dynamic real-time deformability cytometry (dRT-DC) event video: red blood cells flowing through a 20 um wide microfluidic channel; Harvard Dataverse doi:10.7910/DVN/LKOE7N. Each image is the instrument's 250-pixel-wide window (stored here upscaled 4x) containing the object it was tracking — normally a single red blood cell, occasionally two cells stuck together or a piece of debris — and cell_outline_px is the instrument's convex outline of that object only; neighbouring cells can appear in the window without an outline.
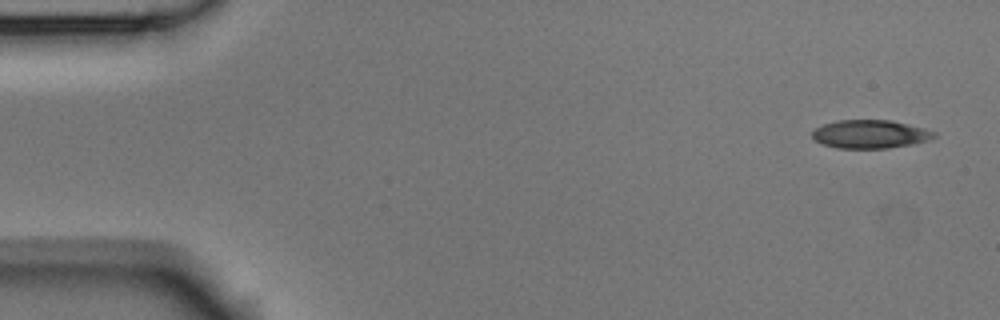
{"species": "Egyptian fruit bat (a non-hibernating species)", "species_latin": "Rousettus aegyptiacus", "temperature_condition": "room temperature", "stored_images_in_passage": 6, "camera_frame_rate_fps": 3000, "um_per_image_px": 0.085, "animal": {"sex": "male"}, "frame": {"image": 1, "passage_image": 1, "time_ms": 0.0, "image_size_px": [1000, 320], "cell_outline_px": [[936, 136], [928, 140], [916, 144], [888, 148], [836, 148], [824, 144], [816, 140], [812, 136], [812, 132], [816, 128], [824, 124], [836, 120], [892, 120], [924, 128], [936, 132]], "centroid_in_image_um": [74.0, 11.4], "position_along_channel_um": 11.0, "area_um2": 20.17}}
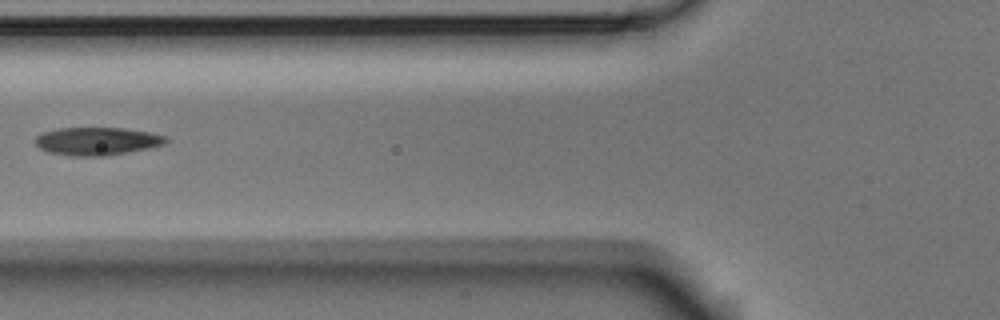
{"frame": {"image": 2, "passage_image": 5, "time_ms": 1.333, "image_size_px": [1000, 320], "cell_outline_px": [[168, 140], [164, 144], [148, 148], [128, 152], [104, 156], [68, 156], [48, 152], [40, 148], [32, 140], [36, 136], [44, 132], [60, 128], [124, 128], [148, 132], [164, 136]], "centroid_in_image_um": [8.19, 12.01], "position_along_channel_um": 117.6, "area_um2": 21.21}}
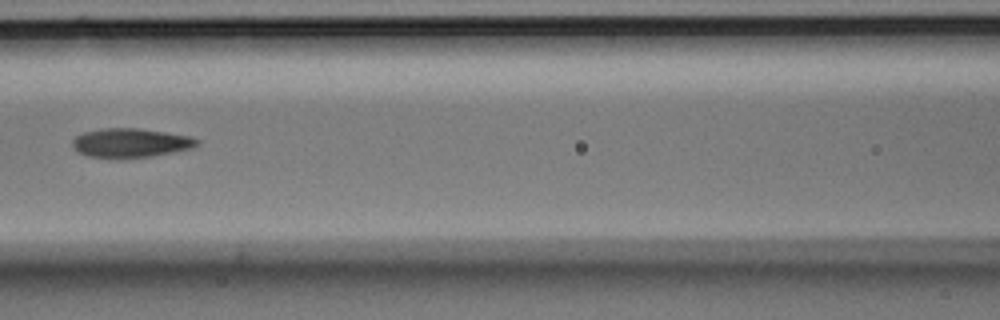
{"frame": {"image": 3, "passage_image": 6, "time_ms": 1.667, "image_size_px": [1000, 320], "cell_outline_px": [[200, 144], [192, 148], [152, 156], [116, 160], [112, 160], [88, 156], [80, 152], [72, 144], [72, 140], [76, 136], [84, 132], [104, 128], [140, 128], [192, 136], [200, 140]], "centroid_in_image_um": [11.13, 12.16], "position_along_channel_um": 155.5, "area_um2": 21.56}}